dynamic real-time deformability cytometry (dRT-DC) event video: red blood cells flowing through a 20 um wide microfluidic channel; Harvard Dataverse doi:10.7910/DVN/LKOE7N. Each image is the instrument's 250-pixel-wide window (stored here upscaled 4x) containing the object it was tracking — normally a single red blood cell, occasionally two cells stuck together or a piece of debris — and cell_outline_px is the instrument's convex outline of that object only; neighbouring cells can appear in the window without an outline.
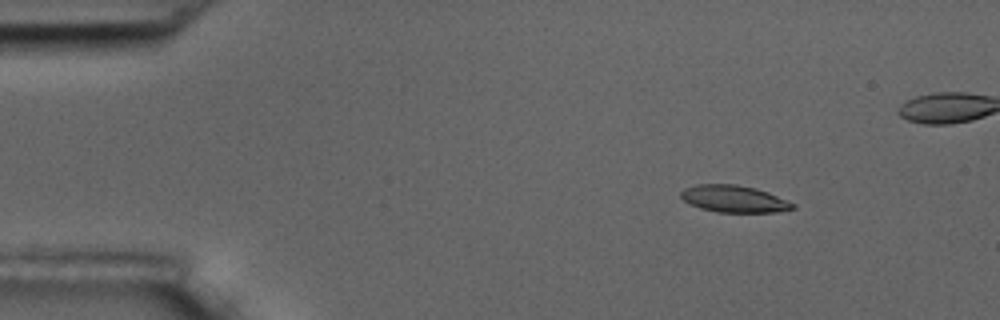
{"species": "common noctule bat (a hibernating species)", "species_latin": "Nyctalus noctula", "temperature_condition": "room temperature", "stored_images_in_passage": 10, "camera_frame_rate_fps": 3000, "um_per_image_px": 0.085, "animal": {"sex": "male", "body_mass_g": 17.5, "forearm_length_mm": 52.3}, "frame": {"image": 1, "passage_image": 1, "time_ms": 0.0, "image_size_px": [1000, 320], "cell_outline_px": [[796, 208], [776, 212], [716, 212], [700, 208], [684, 200], [680, 196], [680, 192], [684, 188], [696, 184], [736, 184], [756, 188], [768, 192], [796, 204]], "centroid_in_image_um": [62.4, 16.9], "position_along_channel_um": 22.6, "area_um2": 17.63}}
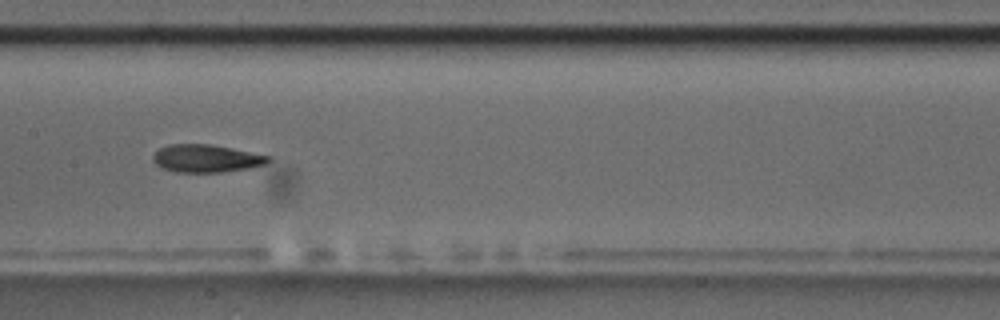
{"frame": {"image": 2, "passage_image": 7, "time_ms": 7.0, "image_size_px": [1000, 320], "cell_outline_px": [[272, 160], [264, 164], [248, 168], [220, 172], [176, 172], [164, 168], [156, 164], [152, 160], [152, 156], [160, 148], [168, 144], [208, 144], [232, 148], [272, 156]], "centroid_in_image_um": [17.54, 13.46], "position_along_channel_um": 189.9, "area_um2": 18.55}}
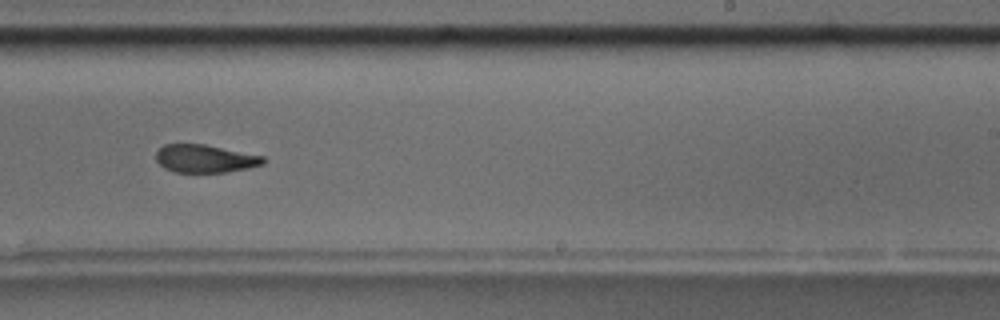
{"frame": {"image": 3, "passage_image": 9, "time_ms": 9.333, "image_size_px": [1000, 320], "cell_outline_px": [[268, 160], [264, 164], [248, 168], [228, 172], [172, 172], [164, 168], [156, 160], [156, 152], [164, 144], [204, 144], [264, 156]], "centroid_in_image_um": [17.45, 13.49], "position_along_channel_um": 271.6, "area_um2": 17.57}}